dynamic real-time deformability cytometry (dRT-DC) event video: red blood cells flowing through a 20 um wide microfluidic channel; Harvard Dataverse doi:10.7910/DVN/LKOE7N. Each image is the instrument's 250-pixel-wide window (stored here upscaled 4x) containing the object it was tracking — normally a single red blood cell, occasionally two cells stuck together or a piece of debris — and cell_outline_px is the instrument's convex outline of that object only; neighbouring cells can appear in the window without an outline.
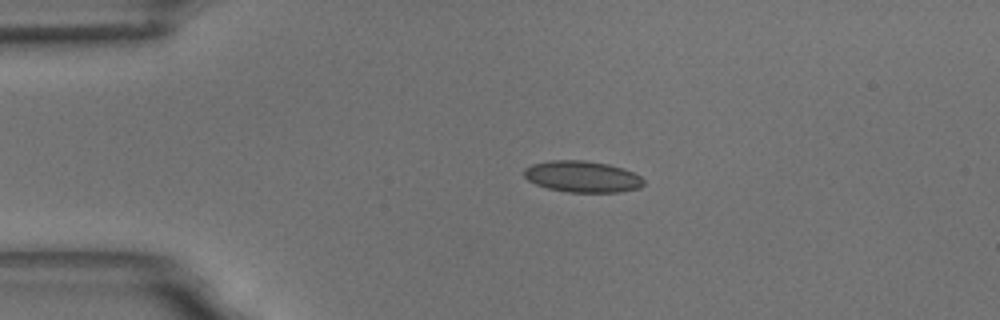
{"species": "common noctule bat (a hibernating species)", "species_latin": "Nyctalus noctula", "temperature_condition": "room temperature", "stored_images_in_passage": 45, "camera_frame_rate_fps": 3000, "um_per_image_px": 0.085, "animal": {"sex": "male", "body_mass_g": 18.8}, "frame": {"image": 1, "passage_image": 1, "time_ms": 0.0, "image_size_px": [1000, 320], "cell_outline_px": [[644, 184], [640, 188], [620, 192], [568, 192], [548, 188], [536, 184], [528, 180], [524, 176], [524, 168], [532, 164], [552, 160], [584, 160], [608, 164], [624, 168], [640, 176], [644, 180]], "centroid_in_image_um": [49.51, 15.01], "position_along_channel_um": 35.5, "area_um2": 21.91}}
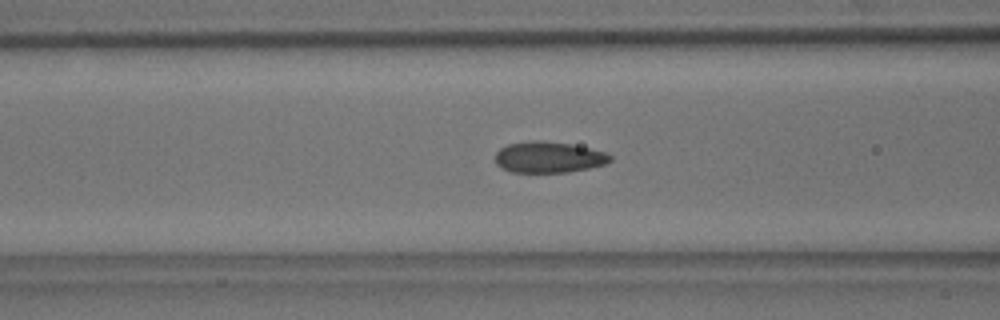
{"frame": {"image": 2, "passage_image": 11, "time_ms": 3.333, "image_size_px": [1000, 320], "cell_outline_px": [[612, 160], [604, 164], [588, 168], [568, 172], [512, 172], [500, 168], [496, 164], [496, 152], [500, 148], [508, 144], [532, 140], [540, 140], [572, 144], [604, 152], [612, 156]], "centroid_in_image_um": [46.6, 13.36], "position_along_channel_um": 120.0, "area_um2": 20.81}}
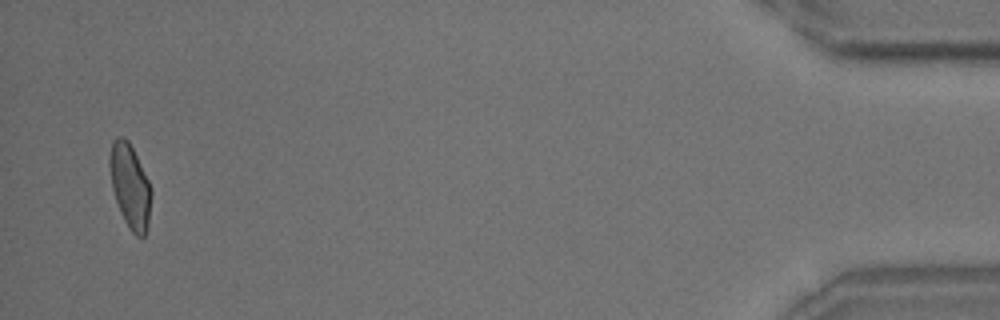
{"frame": {"image": 3, "passage_image": 43, "time_ms": 14.0, "image_size_px": [1000, 320], "cell_outline_px": [[152, 196], [148, 228], [144, 236], [136, 236], [128, 228], [120, 212], [112, 188], [108, 164], [108, 160], [112, 140], [116, 136], [124, 136], [128, 140], [148, 180], [152, 192]], "centroid_in_image_um": [11.04, 15.82], "position_along_channel_um": 424.2, "area_um2": 20.58}, "authors_computed_cell_mechanics": {"area_um2": 20.5768, "velocity_mm_per_s": 3.6395, "shape_relaxation_time_tau1_ms": null, "shape_relaxation_time_tau2_ms": 0.879, "deformation_change_tau1": null, "deformation_change_tau2": 0.0525}}